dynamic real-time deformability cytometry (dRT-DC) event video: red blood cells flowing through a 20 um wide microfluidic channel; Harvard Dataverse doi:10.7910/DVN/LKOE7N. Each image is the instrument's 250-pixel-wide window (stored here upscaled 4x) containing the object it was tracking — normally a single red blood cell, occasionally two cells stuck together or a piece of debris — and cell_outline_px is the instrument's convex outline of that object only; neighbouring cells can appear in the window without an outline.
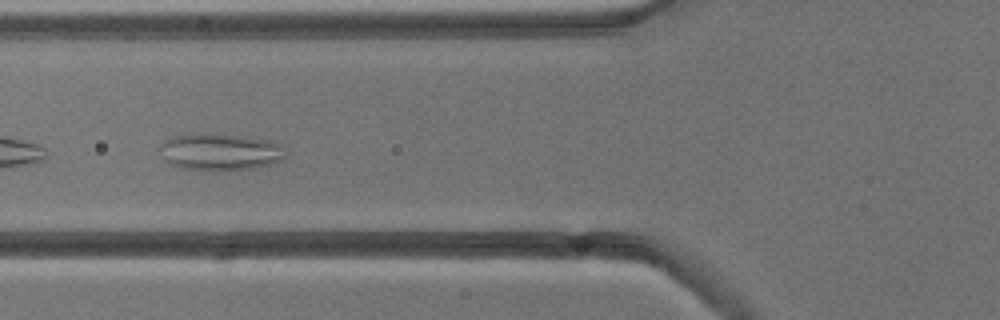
{"species": "common noctule bat (a hibernating species)", "species_latin": "Nyctalus noctula", "temperature_condition": "cold", "stored_images_in_passage": 12, "camera_frame_rate_fps": 3000, "um_per_image_px": 0.085, "animal": {"sex": "male", "body_mass_g": 13.3}, "frame": {"image": 1, "passage_image": 7, "time_ms": 8.0, "image_size_px": [1000, 320], "cell_outline_px": [[284, 160], [272, 164], [252, 168], [184, 168], [172, 164], [164, 160], [160, 148], [160, 144], [164, 140], [176, 136], [240, 136], [272, 140], [280, 144], [284, 156]], "centroid_in_image_um": [18.76, 12.91], "position_along_channel_um": 107.0, "area_um2": 25.37}}